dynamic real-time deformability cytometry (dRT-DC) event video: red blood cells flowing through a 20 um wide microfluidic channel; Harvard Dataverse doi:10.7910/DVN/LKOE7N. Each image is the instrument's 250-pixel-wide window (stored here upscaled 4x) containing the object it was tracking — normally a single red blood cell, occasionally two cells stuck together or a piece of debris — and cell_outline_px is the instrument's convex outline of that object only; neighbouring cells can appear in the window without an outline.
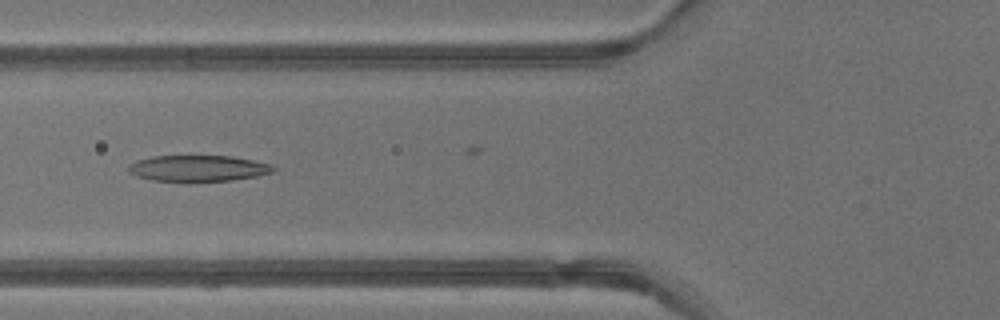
{"species": "common noctule bat (a hibernating species)", "species_latin": "Nyctalus noctula", "temperature_condition": "warm", "stored_images_in_passage": 29, "camera_frame_rate_fps": 3000, "um_per_image_px": 0.085, "animal": {"sex": "male", "body_mass_g": 13.3}, "frame": {"image": 1, "passage_image": 7, "time_ms": 2.0, "image_size_px": [1000, 320], "cell_outline_px": [[276, 168], [272, 172], [256, 176], [232, 180], [192, 184], [188, 184], [152, 180], [136, 176], [128, 168], [128, 164], [136, 160], [152, 156], [232, 156], [272, 164]], "centroid_in_image_um": [16.82, 14.34], "position_along_channel_um": 109.0, "area_um2": 22.83}}
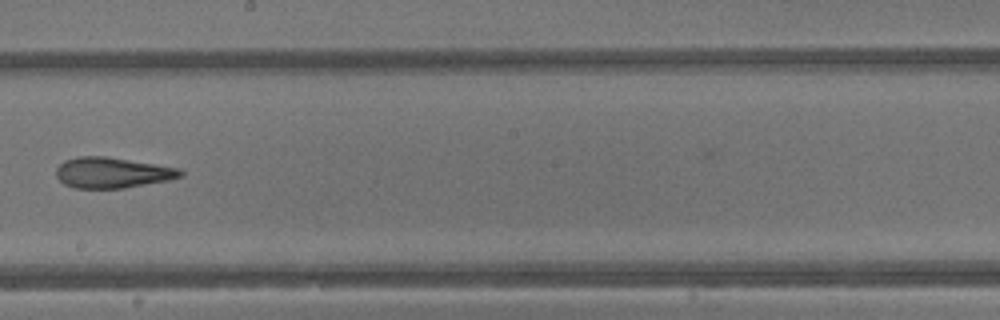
{"frame": {"image": 2, "passage_image": 15, "time_ms": 4.667, "image_size_px": [1000, 320], "cell_outline_px": [[184, 176], [168, 180], [124, 188], [76, 188], [64, 184], [56, 176], [56, 168], [64, 160], [80, 156], [108, 156], [180, 168], [184, 172]], "centroid_in_image_um": [9.56, 14.67], "position_along_channel_um": 238.6, "area_um2": 22.31}}
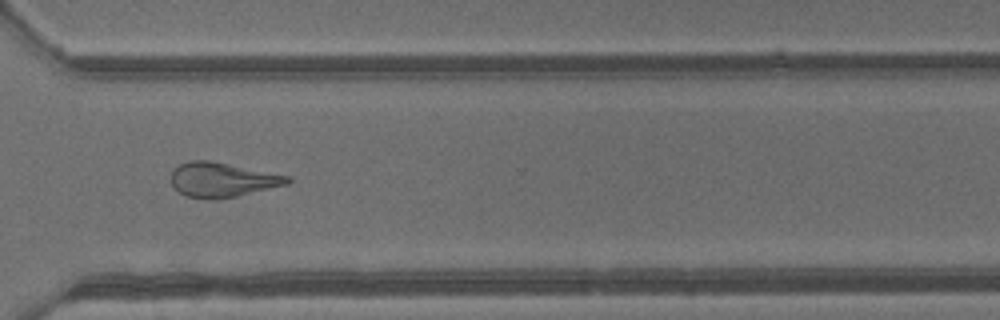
{"frame": {"image": 3, "passage_image": 22, "time_ms": 7.0, "image_size_px": [1000, 320], "cell_outline_px": [[292, 180], [288, 184], [236, 196], [216, 200], [208, 200], [188, 196], [180, 192], [172, 184], [172, 172], [180, 164], [192, 160], [208, 160], [288, 176]], "centroid_in_image_um": [18.88, 15.29], "position_along_channel_um": 351.7, "area_um2": 23.0}}